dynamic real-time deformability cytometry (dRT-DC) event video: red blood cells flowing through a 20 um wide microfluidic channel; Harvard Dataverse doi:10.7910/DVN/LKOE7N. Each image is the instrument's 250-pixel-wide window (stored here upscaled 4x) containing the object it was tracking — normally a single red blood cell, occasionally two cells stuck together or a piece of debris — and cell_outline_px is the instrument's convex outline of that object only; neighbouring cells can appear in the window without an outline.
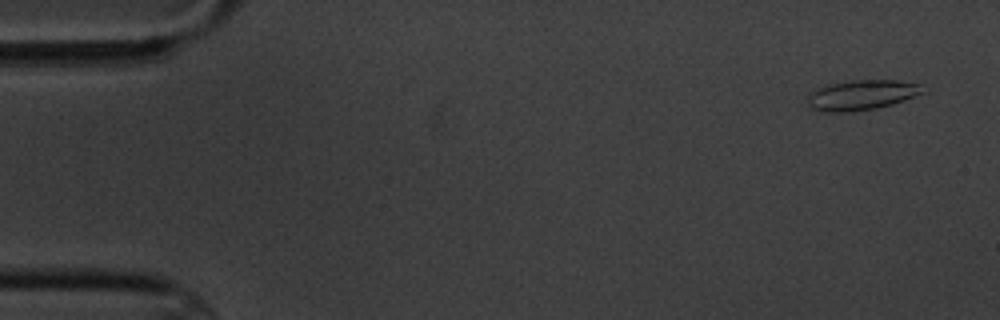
{"species": "common noctule bat (a hibernating species)", "species_latin": "Nyctalus noctula", "temperature_condition": "cold", "stored_images_in_passage": 4, "camera_frame_rate_fps": 3000, "um_per_image_px": 0.085, "animal": {"sex": "male", "body_mass_g": 20.1, "forearm_length_mm": 53.5}, "frame": {"image": 1, "passage_image": 1, "time_ms": 0.0, "image_size_px": [1000, 320], "cell_outline_px": [[924, 92], [892, 104], [876, 108], [848, 112], [824, 112], [812, 108], [808, 104], [808, 92], [816, 88], [828, 84], [852, 80], [896, 80], [920, 84]], "centroid_in_image_um": [73.18, 8.07], "position_along_channel_um": 11.8, "area_um2": 20.11}}